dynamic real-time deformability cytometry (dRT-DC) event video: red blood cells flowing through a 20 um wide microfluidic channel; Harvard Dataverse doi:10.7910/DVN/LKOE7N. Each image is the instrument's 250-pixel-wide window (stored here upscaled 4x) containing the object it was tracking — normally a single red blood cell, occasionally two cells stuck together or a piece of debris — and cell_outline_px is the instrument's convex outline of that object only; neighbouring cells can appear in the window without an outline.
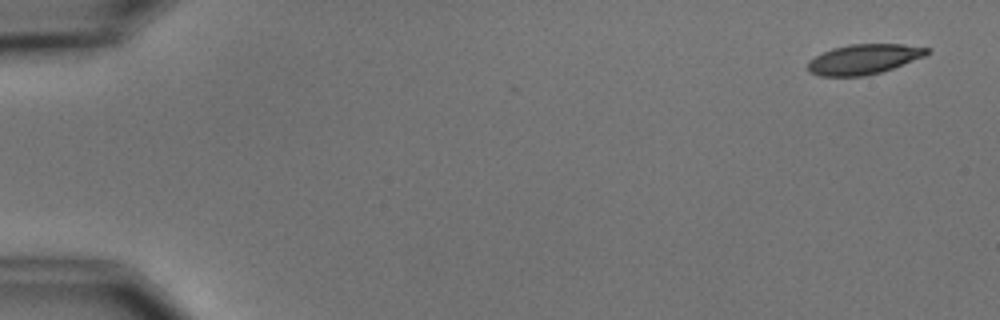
{"species": "common noctule bat (a hibernating species)", "species_latin": "Nyctalus noctula", "temperature_condition": "cold", "stored_images_in_passage": 4, "camera_frame_rate_fps": 3000, "um_per_image_px": 0.085, "animal": {"sex": "male", "body_mass_g": 15.6}, "frame": {"image": 1, "passage_image": 1, "time_ms": 0.0, "image_size_px": [1000, 320], "cell_outline_px": [[928, 52], [924, 56], [892, 68], [880, 72], [864, 76], [820, 76], [808, 72], [808, 60], [832, 48], [848, 44], [904, 44], [928, 48]], "centroid_in_image_um": [73.37, 5.03], "position_along_channel_um": 11.6, "area_um2": 20.63}}
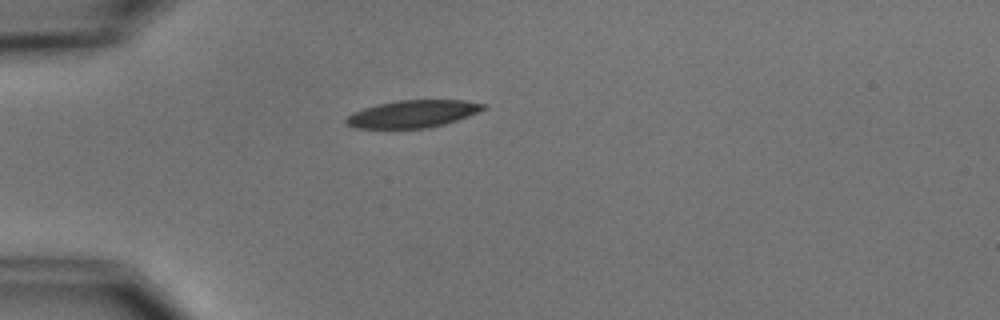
{"frame": {"image": 2, "passage_image": 4, "time_ms": 4.333, "image_size_px": [1000, 320], "cell_outline_px": [[488, 108], [468, 116], [444, 124], [428, 128], [356, 128], [348, 124], [344, 120], [352, 112], [364, 108], [396, 100], [464, 100], [488, 104]], "centroid_in_image_um": [35.13, 9.67], "position_along_channel_um": 49.9, "area_um2": 21.85}}